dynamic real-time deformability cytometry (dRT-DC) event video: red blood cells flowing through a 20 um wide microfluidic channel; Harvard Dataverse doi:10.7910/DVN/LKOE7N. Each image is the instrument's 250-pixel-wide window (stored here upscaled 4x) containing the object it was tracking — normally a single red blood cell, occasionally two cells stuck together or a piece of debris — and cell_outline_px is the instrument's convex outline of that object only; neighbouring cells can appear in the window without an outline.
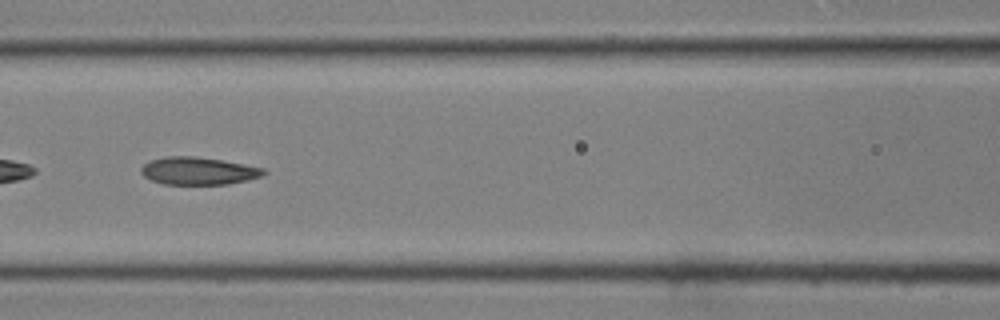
{"species": "common noctule bat (a hibernating species)", "species_latin": "Nyctalus noctula", "temperature_condition": "room temperature", "stored_images_in_passage": 31, "camera_frame_rate_fps": 3000, "um_per_image_px": 0.085, "animal": {"sex": "male", "body_mass_g": 19.0, "forearm_length_mm": 50.8}, "frame": {"image": 1, "passage_image": 10, "time_ms": 3.0, "image_size_px": [1000, 320], "cell_outline_px": [[268, 172], [260, 176], [248, 180], [228, 184], [164, 184], [152, 180], [144, 176], [140, 172], [140, 168], [144, 164], [152, 160], [168, 156], [192, 156], [220, 160], [244, 164], [264, 168]], "centroid_in_image_um": [16.86, 14.53], "position_along_channel_um": 149.7, "area_um2": 19.54}}
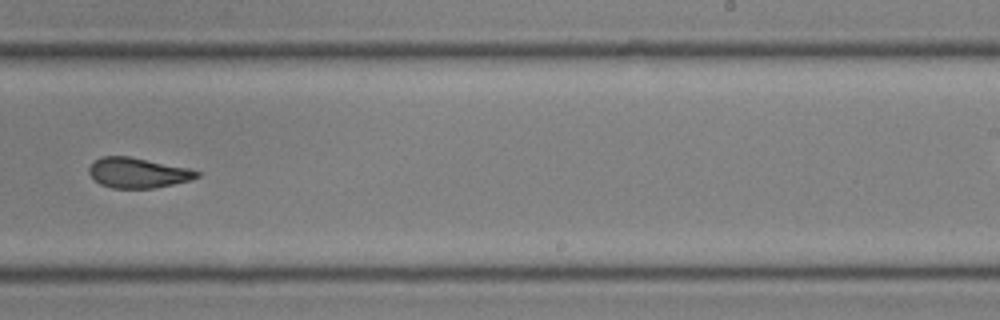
{"frame": {"image": 2, "passage_image": 18, "time_ms": 5.667, "image_size_px": [1000, 320], "cell_outline_px": [[200, 176], [188, 180], [172, 184], [152, 188], [112, 188], [100, 184], [88, 172], [88, 168], [100, 156], [128, 156], [188, 168], [200, 172]], "centroid_in_image_um": [11.69, 14.68], "position_along_channel_um": 277.3, "area_um2": 18.67}}